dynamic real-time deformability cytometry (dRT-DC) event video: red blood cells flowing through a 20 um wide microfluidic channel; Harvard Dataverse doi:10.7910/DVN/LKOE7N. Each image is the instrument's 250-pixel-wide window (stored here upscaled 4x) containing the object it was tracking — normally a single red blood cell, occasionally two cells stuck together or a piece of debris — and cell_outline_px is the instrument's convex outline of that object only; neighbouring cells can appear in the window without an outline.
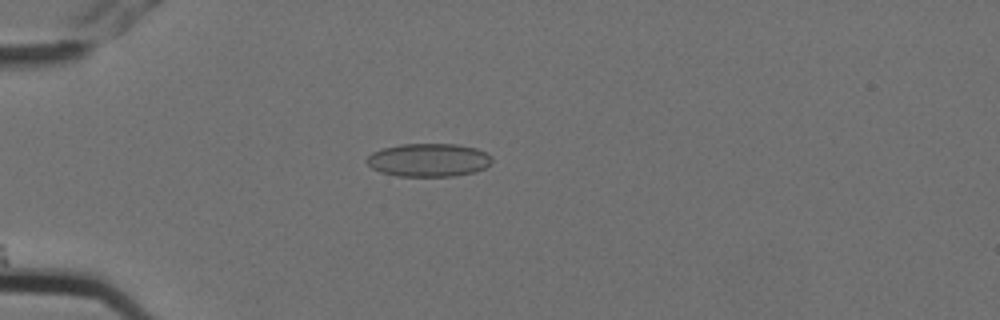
{"species": "Egyptian fruit bat (a non-hibernating species)", "species_latin": "Rousettus aegyptiacus", "temperature_condition": "cold", "stored_images_in_passage": 11, "camera_frame_rate_fps": 3000, "um_per_image_px": 0.085, "animal": {"sex": "female"}, "frame": {"image": 1, "passage_image": 3, "time_ms": 0.667, "image_size_px": [1000, 320], "cell_outline_px": [[492, 160], [484, 168], [476, 172], [452, 176], [396, 176], [380, 172], [372, 168], [364, 160], [372, 152], [384, 148], [400, 144], [456, 144], [476, 148], [492, 156]], "centroid_in_image_um": [36.41, 13.6], "position_along_channel_um": 48.6, "area_um2": 24.28}}
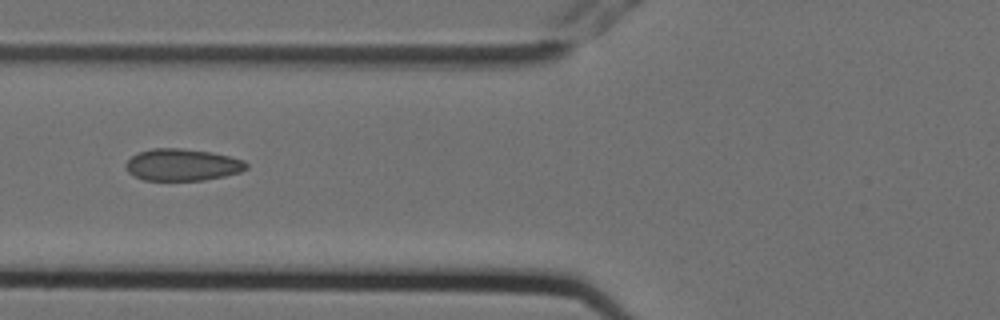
{"frame": {"image": 2, "passage_image": 5, "time_ms": 1.333, "image_size_px": [1000, 320], "cell_outline_px": [[248, 168], [240, 172], [224, 176], [204, 180], [144, 180], [128, 172], [124, 164], [132, 156], [140, 152], [152, 148], [180, 148], [212, 152], [244, 160], [248, 164]], "centroid_in_image_um": [15.51, 14.0], "position_along_channel_um": 110.3, "area_um2": 22.37}}